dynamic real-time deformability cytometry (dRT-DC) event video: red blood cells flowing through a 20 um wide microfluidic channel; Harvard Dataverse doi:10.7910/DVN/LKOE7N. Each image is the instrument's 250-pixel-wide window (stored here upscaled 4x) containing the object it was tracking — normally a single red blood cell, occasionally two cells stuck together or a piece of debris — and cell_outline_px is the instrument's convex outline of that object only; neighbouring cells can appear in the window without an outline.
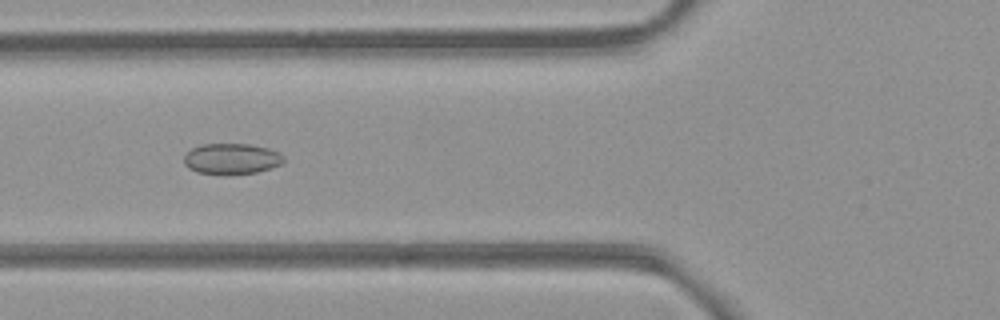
{"species": "common noctule bat (a hibernating species)", "species_latin": "Nyctalus noctula", "temperature_condition": "room temperature", "stored_images_in_passage": 53, "camera_frame_rate_fps": 3000, "um_per_image_px": 0.085, "animal": {"sex": "female", "body_mass_g": 21.9}, "frame": {"image": 1, "passage_image": 20, "time_ms": 6.333, "image_size_px": [1000, 320], "cell_outline_px": [[284, 160], [280, 164], [272, 168], [256, 172], [196, 172], [188, 168], [184, 164], [184, 156], [192, 148], [200, 144], [248, 144], [268, 148], [280, 152], [284, 156]], "centroid_in_image_um": [19.7, 13.46], "position_along_channel_um": 106.1, "area_um2": 17.4}}
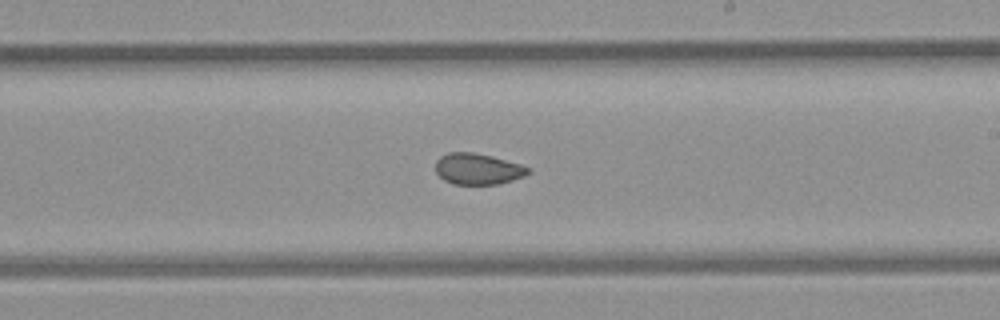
{"frame": {"image": 2, "passage_image": 31, "time_ms": 10.0, "image_size_px": [1000, 320], "cell_outline_px": [[532, 172], [524, 176], [512, 180], [496, 184], [452, 184], [444, 180], [436, 172], [436, 160], [440, 156], [448, 152], [472, 152], [492, 156], [520, 164], [532, 168]], "centroid_in_image_um": [40.63, 14.35], "position_along_channel_um": 248.4, "area_um2": 16.88}}
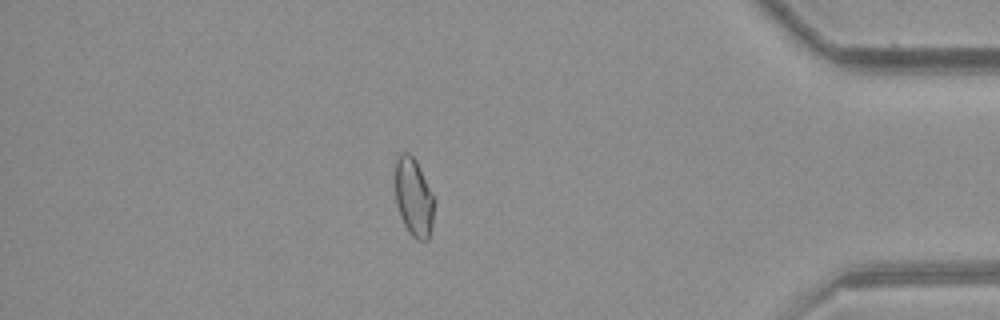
{"frame": {"image": 3, "passage_image": 46, "time_ms": 15.0, "image_size_px": [1000, 320], "cell_outline_px": [[436, 200], [432, 228], [428, 240], [416, 240], [408, 232], [400, 216], [396, 204], [396, 156], [400, 152], [408, 152], [416, 160]], "centroid_in_image_um": [35.19, 16.79], "position_along_channel_um": 400.0, "area_um2": 18.15}, "authors_computed_cell_mechanics": {"area_um2": 18.2648, "velocity_mm_per_s": 3.873, "shape_relaxation_time_tau1_ms": null, "shape_relaxation_time_tau2_ms": 1.6598, "deformation_change_tau1": null, "deformation_change_tau2": 0.0531}}